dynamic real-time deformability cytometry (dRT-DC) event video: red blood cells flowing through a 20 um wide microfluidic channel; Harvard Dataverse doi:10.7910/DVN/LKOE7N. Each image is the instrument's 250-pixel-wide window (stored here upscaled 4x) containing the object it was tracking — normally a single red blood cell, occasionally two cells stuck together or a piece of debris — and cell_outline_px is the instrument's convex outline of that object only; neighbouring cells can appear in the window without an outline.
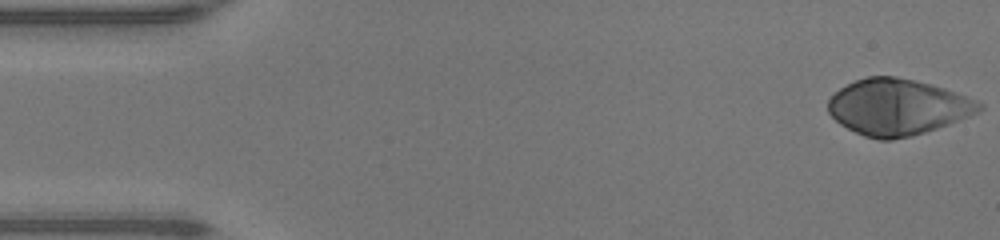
{"species": "human", "species_latin": "Homo sapiens", "temperature_condition": "warm", "stored_images_in_passage": 47, "camera_frame_rate_fps": 3000, "um_per_image_px": 0.085, "donor": {"sex": "male"}, "frame": {"image": 1, "passage_image": 1, "time_ms": 0.0, "image_size_px": [1000, 240], "cell_outline_px": [[984, 108], [968, 116], [948, 124], [912, 136], [892, 140], [880, 140], [864, 136], [840, 124], [828, 112], [828, 100], [840, 88], [856, 80], [868, 76], [896, 76], [932, 84], [944, 88], [976, 100], [984, 104]], "centroid_in_image_um": [76.29, 9.1], "position_along_channel_um": 8.7, "area_um2": 49.01}}
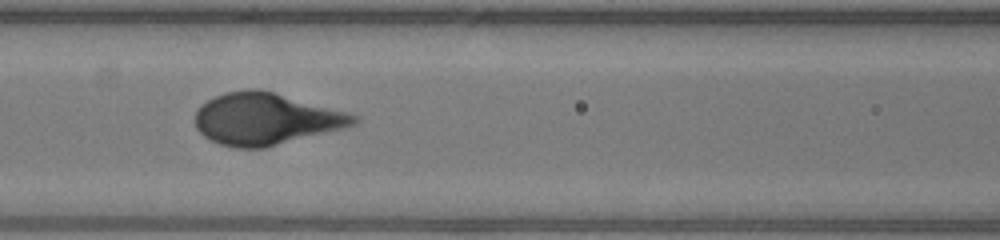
{"frame": {"image": 2, "passage_image": 20, "time_ms": 6.333, "image_size_px": [1000, 240], "cell_outline_px": [[360, 120], [356, 124], [344, 128], [264, 148], [236, 148], [220, 144], [204, 136], [196, 128], [196, 112], [200, 104], [224, 92], [248, 88], [252, 88], [272, 92], [348, 112], [360, 116]], "centroid_in_image_um": [22.59, 10.11], "position_along_channel_um": 144.0, "area_um2": 47.69}}
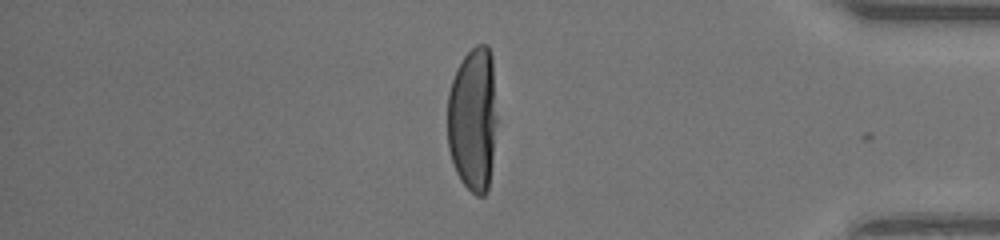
{"frame": {"image": 3, "passage_image": 40, "time_ms": 13.0, "image_size_px": [1000, 240], "cell_outline_px": [[496, 124], [492, 160], [488, 192], [484, 196], [476, 196], [460, 180], [456, 172], [448, 148], [448, 92], [456, 68], [464, 56], [476, 44], [488, 44], [492, 56], [496, 116]], "centroid_in_image_um": [40.2, 10.12], "position_along_channel_um": 395.0, "area_um2": 41.91}}